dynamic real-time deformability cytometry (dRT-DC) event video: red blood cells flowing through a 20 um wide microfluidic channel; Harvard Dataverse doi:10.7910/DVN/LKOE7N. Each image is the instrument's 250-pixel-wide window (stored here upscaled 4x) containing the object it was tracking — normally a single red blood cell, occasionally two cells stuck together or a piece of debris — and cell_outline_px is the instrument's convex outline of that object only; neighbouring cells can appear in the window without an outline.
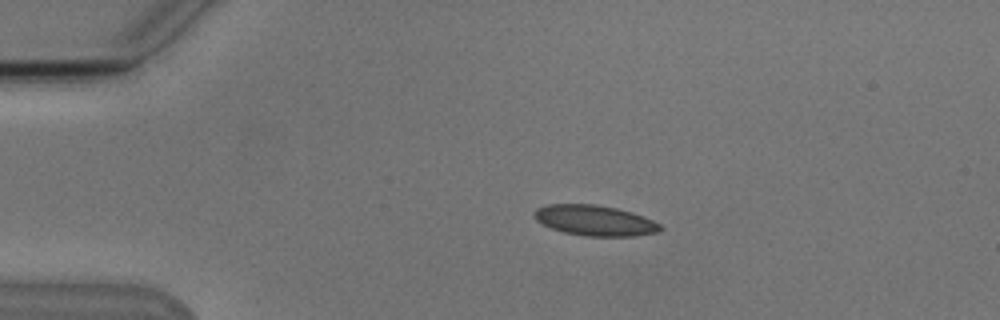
{"species": "Egyptian fruit bat (a non-hibernating species)", "species_latin": "Rousettus aegyptiacus", "temperature_condition": "cold", "stored_images_in_passage": 5, "camera_frame_rate_fps": 3000, "um_per_image_px": 0.085, "animal": {"sex": "male"}, "frame": {"image": 1, "passage_image": 1, "time_ms": 0.0, "image_size_px": [1000, 320], "cell_outline_px": [[664, 228], [660, 232], [636, 236], [584, 236], [564, 232], [552, 228], [536, 220], [532, 216], [532, 212], [536, 208], [548, 204], [596, 204], [616, 208], [632, 212], [644, 216], [660, 224]], "centroid_in_image_um": [50.57, 18.74], "position_along_channel_um": 34.4, "area_um2": 22.6}}
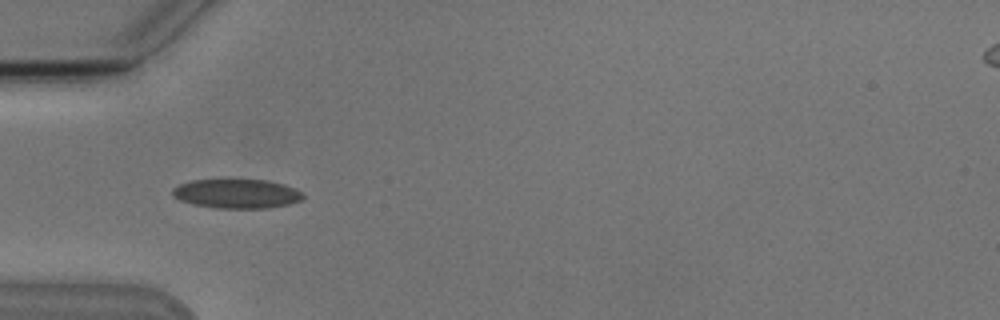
{"frame": {"image": 2, "passage_image": 3, "time_ms": 2.0, "image_size_px": [1000, 320], "cell_outline_px": [[304, 196], [300, 200], [288, 204], [268, 208], [216, 208], [196, 204], [180, 200], [172, 196], [172, 188], [180, 184], [192, 180], [264, 180], [284, 184], [300, 192]], "centroid_in_image_um": [20.09, 16.46], "position_along_channel_um": 64.9, "area_um2": 21.91}}
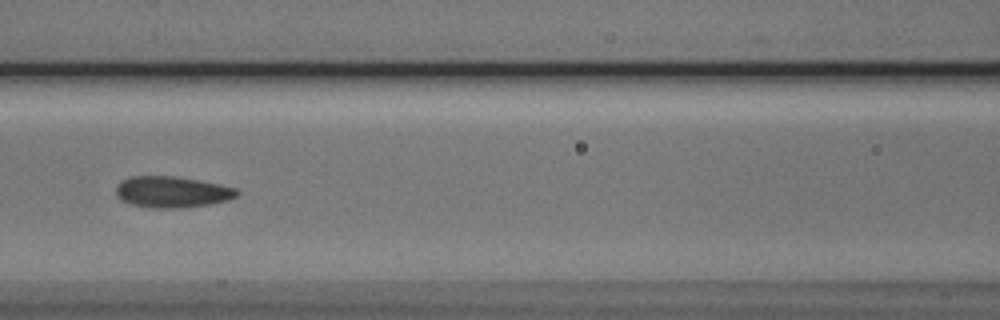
{"frame": {"image": 3, "passage_image": 5, "time_ms": 4.333, "image_size_px": [1000, 320], "cell_outline_px": [[240, 192], [236, 196], [228, 200], [212, 204], [180, 208], [152, 208], [132, 204], [124, 200], [116, 192], [116, 188], [120, 180], [132, 176], [176, 176], [200, 180], [220, 184], [236, 188]], "centroid_in_image_um": [14.67, 16.31], "position_along_channel_um": 151.9, "area_um2": 22.02}}